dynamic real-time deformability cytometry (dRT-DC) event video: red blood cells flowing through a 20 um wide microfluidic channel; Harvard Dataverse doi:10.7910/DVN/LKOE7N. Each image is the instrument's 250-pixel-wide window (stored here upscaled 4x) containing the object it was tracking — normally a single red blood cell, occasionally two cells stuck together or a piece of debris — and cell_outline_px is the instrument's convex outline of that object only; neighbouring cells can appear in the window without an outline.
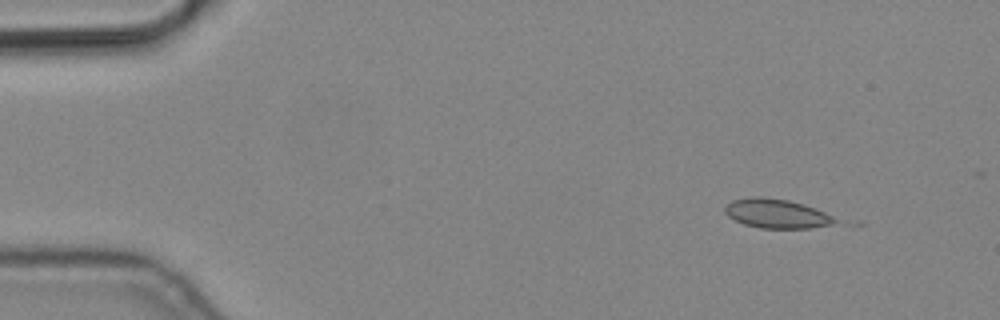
{"species": "common noctule bat (a hibernating species)", "species_latin": "Nyctalus noctula", "temperature_condition": "cold", "stored_images_in_passage": 5, "camera_frame_rate_fps": 3000, "um_per_image_px": 0.085, "animal": {"sex": "male", "body_mass_g": 19.2, "forearm_length_mm": 51.8}, "frame": {"image": 1, "passage_image": 2, "time_ms": 0.333, "image_size_px": [1000, 320], "cell_outline_px": [[840, 220], [832, 224], [808, 228], [760, 228], [744, 224], [728, 216], [724, 212], [724, 208], [732, 200], [752, 196], [760, 196], [788, 200], [804, 204], [824, 212]], "centroid_in_image_um": [65.99, 18.15], "position_along_channel_um": 19.0, "area_um2": 18.67}}